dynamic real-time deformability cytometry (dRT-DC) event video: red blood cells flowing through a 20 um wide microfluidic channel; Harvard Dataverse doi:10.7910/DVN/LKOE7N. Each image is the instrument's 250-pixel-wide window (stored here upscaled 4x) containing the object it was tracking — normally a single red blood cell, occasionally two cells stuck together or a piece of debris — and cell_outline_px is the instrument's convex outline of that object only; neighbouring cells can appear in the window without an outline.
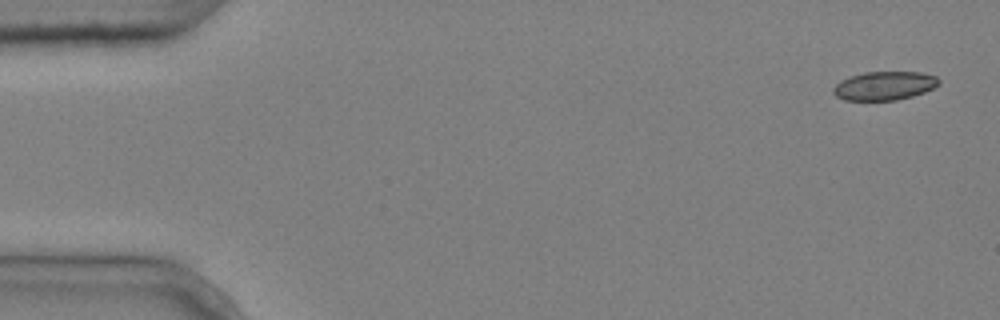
{"species": "common noctule bat (a hibernating species)", "species_latin": "Nyctalus noctula", "temperature_condition": "cold", "stored_images_in_passage": 8, "camera_frame_rate_fps": 3000, "um_per_image_px": 0.085, "animal": {"sex": "male", "body_mass_g": 20.4}, "frame": {"image": 1, "passage_image": 1, "time_ms": 0.0, "image_size_px": [1000, 320], "cell_outline_px": [[940, 84], [924, 92], [912, 96], [896, 100], [844, 100], [836, 96], [832, 92], [832, 88], [840, 80], [864, 72], [920, 72], [936, 76], [940, 80]], "centroid_in_image_um": [75.16, 7.29], "position_along_channel_um": 9.8, "area_um2": 17.63}}
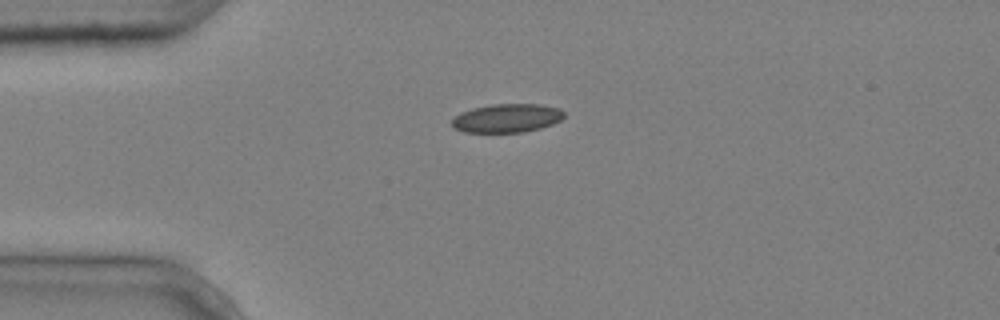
{"frame": {"image": 2, "passage_image": 4, "time_ms": 1.0, "image_size_px": [1000, 320], "cell_outline_px": [[564, 116], [560, 120], [552, 124], [540, 128], [524, 132], [464, 132], [452, 128], [452, 120], [460, 112], [472, 108], [492, 104], [540, 104], [560, 108], [564, 112]], "centroid_in_image_um": [43.08, 10.04], "position_along_channel_um": 41.9, "area_um2": 18.79}}